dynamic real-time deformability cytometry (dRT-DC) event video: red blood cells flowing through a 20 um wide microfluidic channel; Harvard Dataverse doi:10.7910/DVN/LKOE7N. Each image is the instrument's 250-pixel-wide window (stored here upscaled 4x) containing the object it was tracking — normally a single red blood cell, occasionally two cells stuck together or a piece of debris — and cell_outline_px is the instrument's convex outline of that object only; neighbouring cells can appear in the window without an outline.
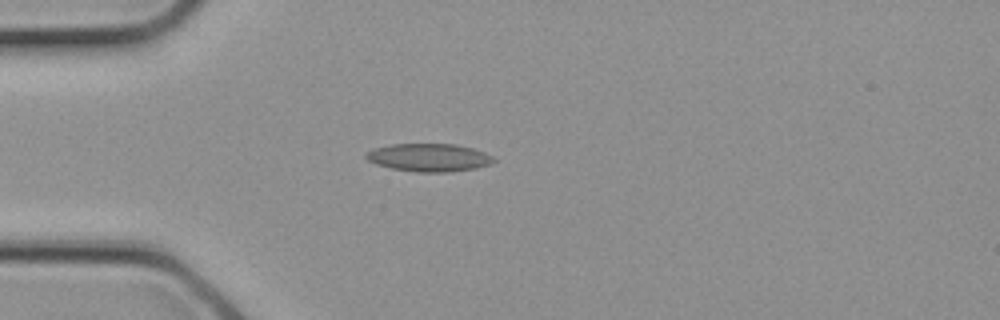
{"species": "common noctule bat (a hibernating species)", "species_latin": "Nyctalus noctula", "temperature_condition": "cold", "stored_images_in_passage": 2, "camera_frame_rate_fps": 3000, "um_per_image_px": 0.085, "animal": {"sex": "female", "body_mass_g": 21.9}, "frame": {"image": 1, "passage_image": 2, "time_ms": 0.333, "image_size_px": [1000, 320], "cell_outline_px": [[496, 160], [492, 164], [476, 168], [448, 172], [416, 172], [392, 168], [376, 164], [368, 160], [364, 156], [372, 148], [392, 144], [456, 144], [472, 148], [484, 152], [492, 156]], "centroid_in_image_um": [36.47, 13.39], "position_along_channel_um": 48.5, "area_um2": 20.81}}